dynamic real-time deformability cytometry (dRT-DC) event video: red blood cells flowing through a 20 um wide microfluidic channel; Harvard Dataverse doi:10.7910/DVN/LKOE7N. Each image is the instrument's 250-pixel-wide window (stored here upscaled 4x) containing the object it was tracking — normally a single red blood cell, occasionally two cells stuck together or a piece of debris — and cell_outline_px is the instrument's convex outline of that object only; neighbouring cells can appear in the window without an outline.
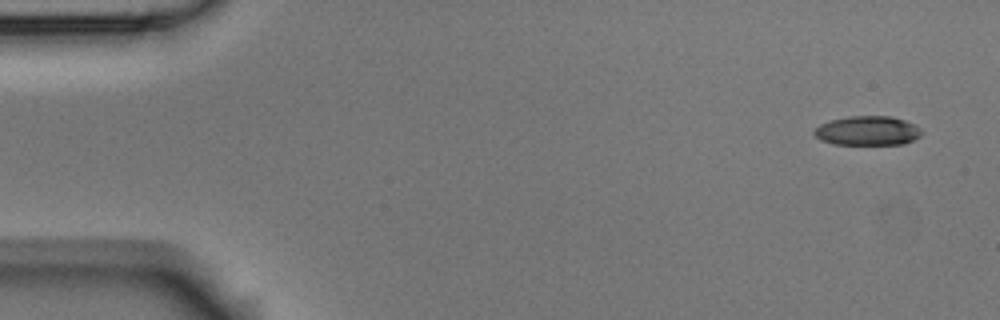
{"species": "Egyptian fruit bat (a non-hibernating species)", "species_latin": "Rousettus aegyptiacus", "temperature_condition": "room temperature", "stored_images_in_passage": 9, "camera_frame_rate_fps": 3000, "um_per_image_px": 0.085, "animal": {"sex": "male"}, "frame": {"image": 1, "passage_image": 1, "time_ms": 0.0, "image_size_px": [1000, 320], "cell_outline_px": [[920, 136], [904, 144], [836, 144], [820, 140], [812, 132], [820, 124], [832, 120], [848, 116], [892, 116], [916, 124], [920, 128]], "centroid_in_image_um": [73.74, 11.1], "position_along_channel_um": 11.3, "area_um2": 18.26}}
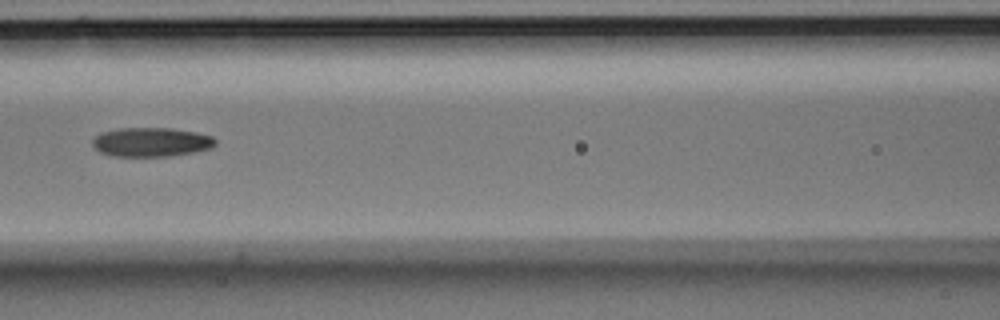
{"frame": {"image": 2, "passage_image": 6, "time_ms": 1.667, "image_size_px": [1000, 320], "cell_outline_px": [[216, 144], [212, 148], [196, 152], [172, 156], [108, 156], [100, 152], [92, 144], [92, 140], [100, 132], [120, 128], [172, 128], [196, 132], [212, 136], [216, 140]], "centroid_in_image_um": [12.87, 12.08], "position_along_channel_um": 153.7, "area_um2": 21.1}}
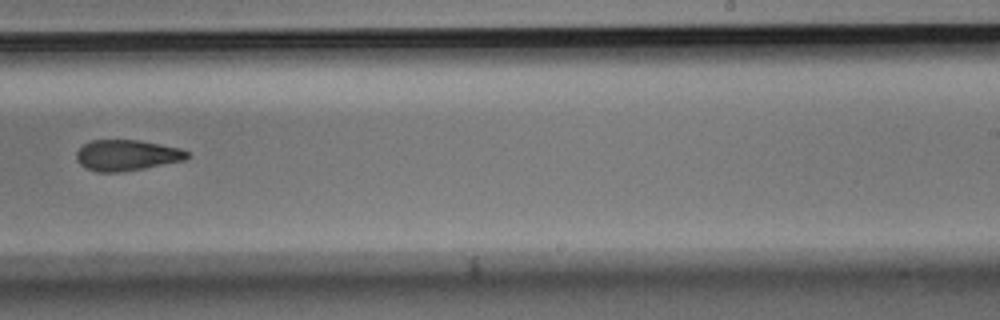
{"frame": {"image": 3, "passage_image": 9, "time_ms": 2.667, "image_size_px": [1000, 320], "cell_outline_px": [[188, 156], [184, 160], [144, 168], [120, 172], [96, 172], [84, 168], [76, 160], [76, 152], [84, 144], [92, 140], [140, 140], [180, 148], [188, 152]], "centroid_in_image_um": [10.73, 13.2], "position_along_channel_um": 278.3, "area_um2": 19.88}}